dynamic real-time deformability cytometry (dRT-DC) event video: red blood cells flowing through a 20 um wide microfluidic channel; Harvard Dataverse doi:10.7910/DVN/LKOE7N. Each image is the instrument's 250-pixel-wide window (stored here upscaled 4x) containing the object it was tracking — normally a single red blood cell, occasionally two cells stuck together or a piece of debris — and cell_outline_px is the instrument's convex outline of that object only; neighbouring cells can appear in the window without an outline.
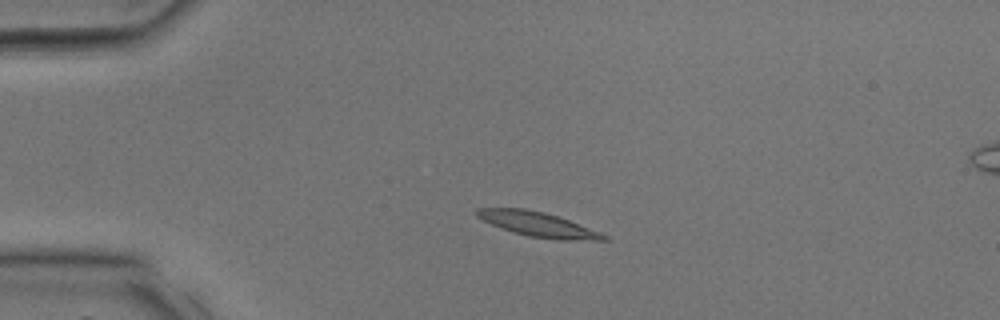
{"species": "common noctule bat (a hibernating species)", "species_latin": "Nyctalus noctula", "temperature_condition": "room temperature", "stored_images_in_passage": 28, "camera_frame_rate_fps": 3000, "um_per_image_px": 0.085, "animal": {"sex": "male", "body_mass_g": 17.9, "forearm_length_mm": 54.2}, "frame": {"image": 1, "passage_image": 1, "time_ms": 0.0, "image_size_px": [1000, 320], "cell_outline_px": [[608, 240], [560, 240], [528, 236], [512, 232], [492, 224], [476, 216], [476, 208], [524, 208], [544, 212], [568, 220], [600, 232], [608, 236]], "centroid_in_image_um": [45.73, 19.07], "position_along_channel_um": 39.3, "area_um2": 17.98}}
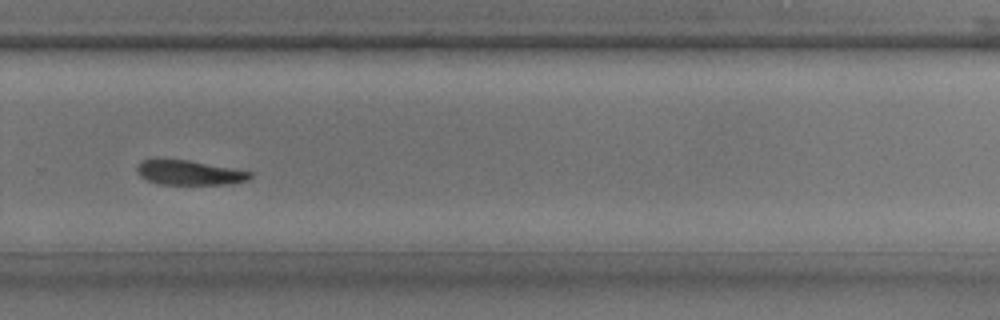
{"frame": {"image": 2, "passage_image": 17, "time_ms": 5.333, "image_size_px": [1000, 320], "cell_outline_px": [[252, 176], [248, 180], [228, 184], [160, 184], [148, 180], [140, 176], [136, 172], [136, 168], [144, 160], [152, 156], [156, 156], [188, 160], [232, 168], [252, 172]], "centroid_in_image_um": [16.02, 14.64], "position_along_channel_um": 313.8, "area_um2": 16.59}}
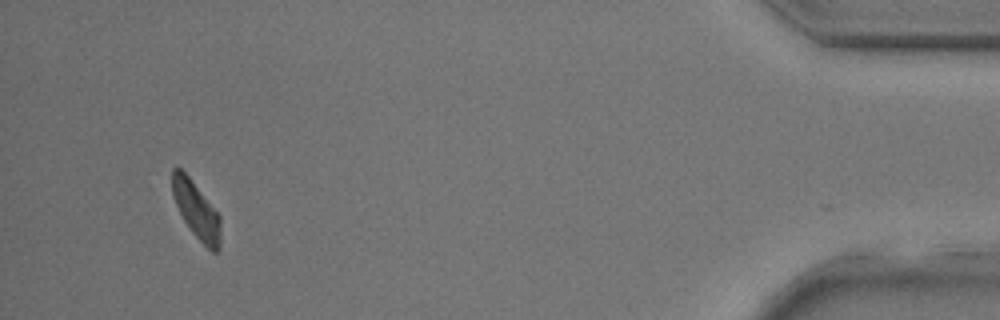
{"frame": {"image": 3, "passage_image": 26, "time_ms": 8.333, "image_size_px": [1000, 320], "cell_outline_px": [[220, 248], [216, 252], [212, 252], [192, 232], [184, 220], [172, 196], [172, 168], [180, 168], [188, 176], [220, 216]], "centroid_in_image_um": [16.68, 17.87], "position_along_channel_um": 418.5, "area_um2": 15.61}}